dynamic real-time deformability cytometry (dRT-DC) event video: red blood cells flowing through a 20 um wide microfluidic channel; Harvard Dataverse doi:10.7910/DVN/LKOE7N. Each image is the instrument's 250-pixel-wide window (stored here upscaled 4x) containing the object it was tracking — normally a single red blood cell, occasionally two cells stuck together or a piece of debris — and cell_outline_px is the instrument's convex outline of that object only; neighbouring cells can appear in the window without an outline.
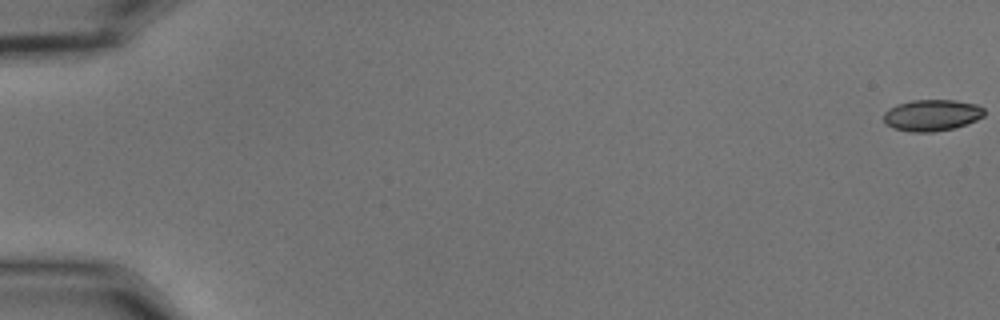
{"species": "common noctule bat (a hibernating species)", "species_latin": "Nyctalus noctula", "temperature_condition": "cold", "stored_images_in_passage": 18, "camera_frame_rate_fps": 3000, "um_per_image_px": 0.085, "animal": {"sex": "male", "body_mass_g": 15.6}, "frame": {"image": 1, "passage_image": 1, "time_ms": 0.0, "image_size_px": [1000, 320], "cell_outline_px": [[984, 116], [976, 120], [952, 128], [932, 132], [912, 132], [892, 128], [884, 124], [884, 112], [888, 108], [896, 104], [912, 100], [952, 100], [976, 104], [984, 108]], "centroid_in_image_um": [79.16, 9.79], "position_along_channel_um": 5.8, "area_um2": 18.44}}
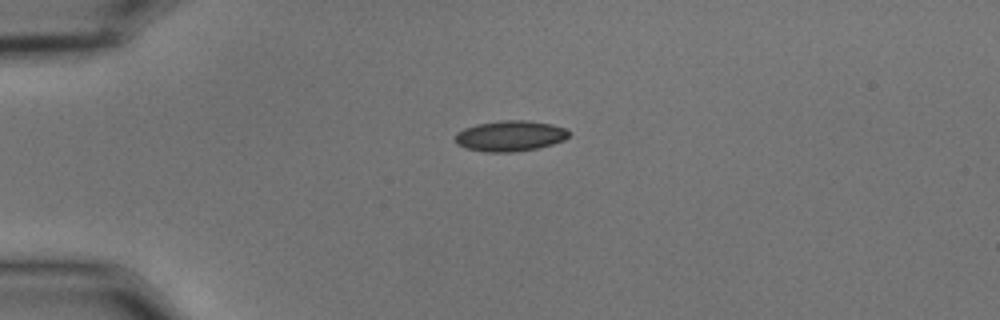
{"frame": {"image": 2, "passage_image": 15, "time_ms": 4.667, "image_size_px": [1000, 320], "cell_outline_px": [[568, 136], [564, 140], [552, 144], [536, 148], [512, 152], [484, 152], [464, 148], [456, 144], [456, 132], [464, 128], [476, 124], [500, 120], [528, 120], [552, 124], [564, 128], [568, 132]], "centroid_in_image_um": [43.31, 11.55], "position_along_channel_um": 41.7, "area_um2": 20.35}}